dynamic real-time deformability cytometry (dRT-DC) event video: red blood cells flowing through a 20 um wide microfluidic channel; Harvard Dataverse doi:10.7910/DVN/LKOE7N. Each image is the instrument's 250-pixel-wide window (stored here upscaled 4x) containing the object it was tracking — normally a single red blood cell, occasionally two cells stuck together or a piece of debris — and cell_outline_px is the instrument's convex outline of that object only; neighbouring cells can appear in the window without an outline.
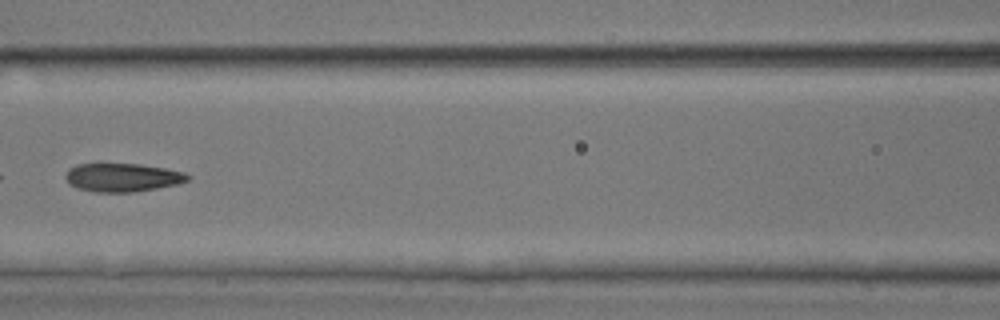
{"species": "common noctule bat (a hibernating species)", "species_latin": "Nyctalus noctula", "temperature_condition": "room temperature", "stored_images_in_passage": 8, "camera_frame_rate_fps": 3000, "um_per_image_px": 0.085, "animal": {"sex": "male", "body_mass_g": 17.9, "forearm_length_mm": 54.2}, "frame": {"image": 1, "passage_image": 7, "time_ms": 7.0, "image_size_px": [1000, 320], "cell_outline_px": [[192, 176], [188, 180], [176, 184], [156, 188], [132, 192], [96, 192], [76, 188], [68, 184], [64, 176], [68, 168], [76, 164], [140, 164], [164, 168], [184, 172]], "centroid_in_image_um": [10.36, 15.08], "position_along_channel_um": 156.2, "area_um2": 20.29}}